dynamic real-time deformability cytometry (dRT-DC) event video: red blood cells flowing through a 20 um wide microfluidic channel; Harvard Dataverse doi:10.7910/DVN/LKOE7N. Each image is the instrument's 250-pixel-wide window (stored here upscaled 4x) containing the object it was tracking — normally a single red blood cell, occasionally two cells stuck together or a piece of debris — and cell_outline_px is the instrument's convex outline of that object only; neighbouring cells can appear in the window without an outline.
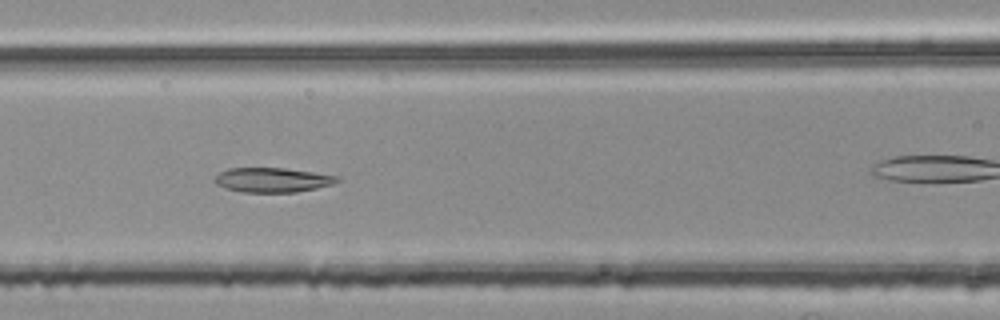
{"species": "common noctule bat (a hibernating species)", "species_latin": "Nyctalus noctula", "temperature_condition": "room temperature", "stored_images_in_passage": 53, "camera_frame_rate_fps": 3000, "um_per_image_px": 0.085, "animal": {"sex": "female", "body_mass_g": 25.1}, "frame": {"image": 1, "passage_image": 23, "time_ms": 7.333, "image_size_px": [1000, 320], "cell_outline_px": [[340, 180], [332, 184], [316, 188], [296, 192], [240, 192], [224, 188], [216, 184], [212, 180], [220, 172], [228, 168], [284, 168], [340, 176]], "centroid_in_image_um": [23.13, 15.3], "position_along_channel_um": 143.5, "area_um2": 17.57}}
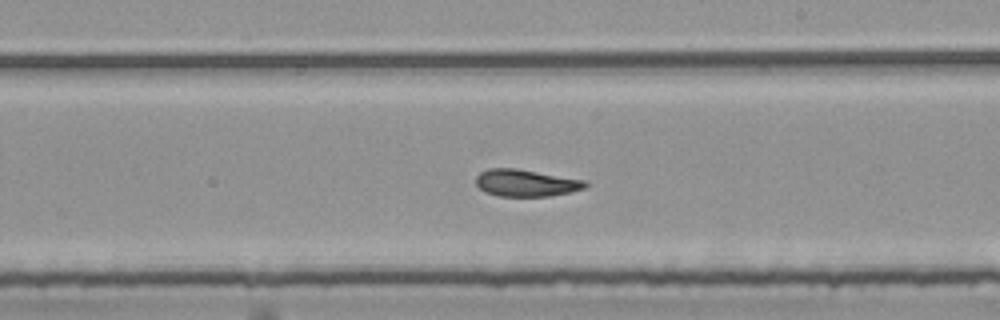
{"frame": {"image": 2, "passage_image": 31, "time_ms": 10.0, "image_size_px": [1000, 320], "cell_outline_px": [[588, 184], [584, 188], [572, 192], [548, 196], [496, 196], [484, 192], [476, 184], [476, 176], [480, 172], [488, 168], [516, 168], [588, 180]], "centroid_in_image_um": [44.71, 15.54], "position_along_channel_um": 244.3, "area_um2": 17.46}}
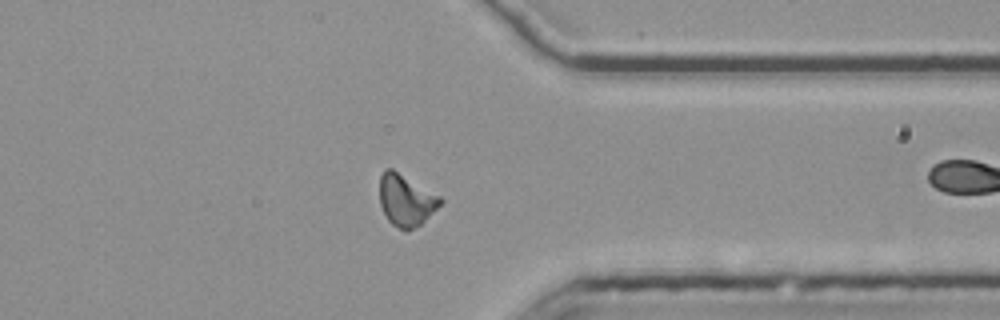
{"frame": {"image": 3, "passage_image": 42, "time_ms": 13.667, "image_size_px": [1000, 320], "cell_outline_px": [[444, 200], [420, 224], [412, 228], [400, 228], [392, 224], [388, 220], [380, 204], [380, 176], [384, 168], [392, 168], [440, 196]], "centroid_in_image_um": [34.48, 16.97], "position_along_channel_um": 376.9, "area_um2": 17.8}, "authors_computed_cell_mechanics": {"area_um2": 17.5712, "velocity_mm_per_s": 3.8035, "shape_relaxation_time_tau1_ms": null, "shape_relaxation_time_tau2_ms": 3.8447, "deformation_change_tau1": null, "deformation_change_tau2": 0.0822}}